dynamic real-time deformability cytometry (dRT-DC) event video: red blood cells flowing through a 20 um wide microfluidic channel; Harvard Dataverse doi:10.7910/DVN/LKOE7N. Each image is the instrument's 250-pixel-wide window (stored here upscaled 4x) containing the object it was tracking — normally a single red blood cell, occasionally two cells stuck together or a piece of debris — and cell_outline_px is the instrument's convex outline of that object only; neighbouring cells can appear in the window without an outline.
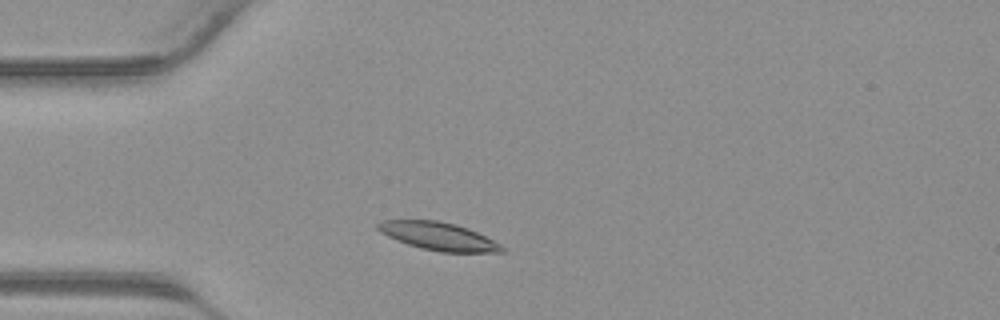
{"species": "common noctule bat (a hibernating species)", "species_latin": "Nyctalus noctula", "temperature_condition": "warm", "stored_images_in_passage": 35, "camera_frame_rate_fps": 3000, "um_per_image_px": 0.085, "animal": {"sex": "male", "body_mass_g": 23.1, "forearm_length_mm": 52.7}, "frame": {"image": 1, "passage_image": 5, "time_ms": 1.333, "image_size_px": [1000, 320], "cell_outline_px": [[504, 252], [440, 252], [420, 248], [408, 244], [388, 236], [380, 232], [376, 228], [376, 224], [380, 220], [436, 220], [456, 224], [468, 228], [500, 244], [504, 248]], "centroid_in_image_um": [37.23, 20.07], "position_along_channel_um": 47.8, "area_um2": 20.06}}
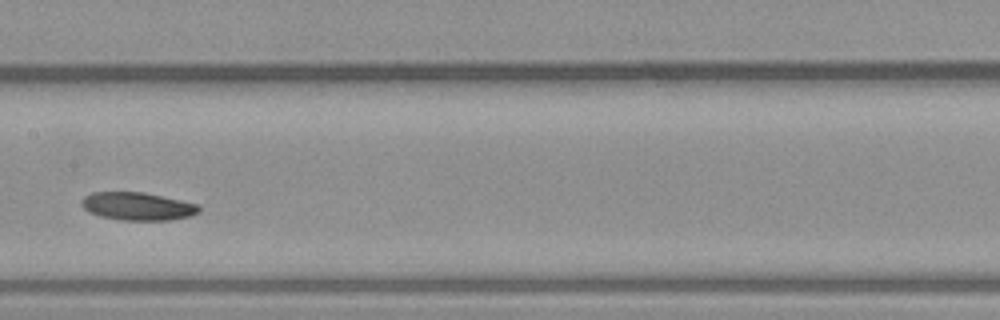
{"frame": {"image": 2, "passage_image": 15, "time_ms": 4.667, "image_size_px": [1000, 320], "cell_outline_px": [[200, 212], [192, 216], [172, 220], [120, 220], [100, 216], [88, 212], [80, 204], [80, 200], [84, 196], [92, 192], [144, 192], [200, 204]], "centroid_in_image_um": [11.71, 17.53], "position_along_channel_um": 195.7, "area_um2": 19.42}}
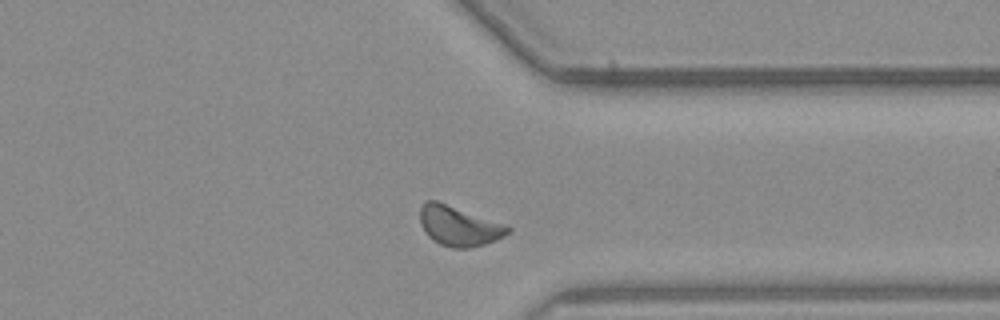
{"frame": {"image": 3, "passage_image": 26, "time_ms": 8.333, "image_size_px": [1000, 320], "cell_outline_px": [[512, 232], [496, 240], [484, 244], [468, 248], [452, 248], [440, 244], [432, 240], [428, 236], [420, 224], [420, 208], [424, 200], [436, 200], [504, 224], [512, 228]], "centroid_in_image_um": [38.99, 19.21], "position_along_channel_um": 372.4, "area_um2": 20.4}}